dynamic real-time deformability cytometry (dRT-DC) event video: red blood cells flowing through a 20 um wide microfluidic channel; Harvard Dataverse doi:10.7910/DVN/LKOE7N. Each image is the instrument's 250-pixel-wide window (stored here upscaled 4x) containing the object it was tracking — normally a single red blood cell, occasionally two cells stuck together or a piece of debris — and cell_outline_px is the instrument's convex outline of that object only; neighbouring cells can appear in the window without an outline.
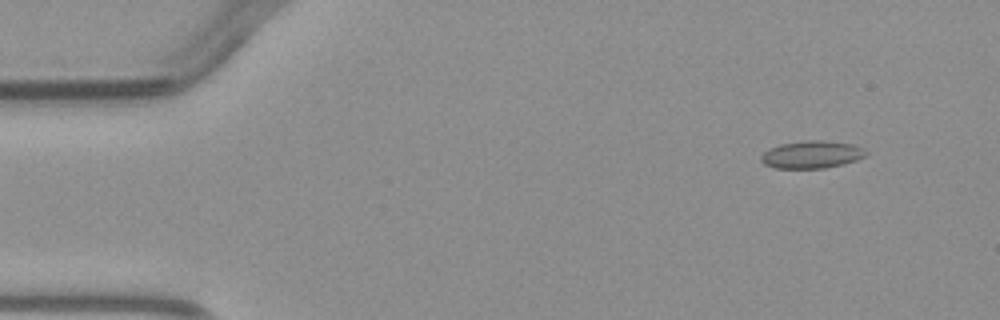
{"species": "common noctule bat (a hibernating species)", "species_latin": "Nyctalus noctula", "temperature_condition": "warm", "stored_images_in_passage": 2, "camera_frame_rate_fps": 3000, "um_per_image_px": 0.085, "animal": {"sex": "male", "body_mass_g": 23.1, "forearm_length_mm": 52.7}, "frame": {"image": 1, "passage_image": 2, "time_ms": 1.333, "image_size_px": [1000, 320], "cell_outline_px": [[868, 152], [864, 156], [856, 160], [844, 164], [824, 168], [776, 168], [764, 164], [760, 160], [760, 156], [764, 152], [780, 144], [808, 140], [820, 140], [852, 144], [864, 148]], "centroid_in_image_um": [69.0, 13.14], "position_along_channel_um": 16.0, "area_um2": 16.7}}